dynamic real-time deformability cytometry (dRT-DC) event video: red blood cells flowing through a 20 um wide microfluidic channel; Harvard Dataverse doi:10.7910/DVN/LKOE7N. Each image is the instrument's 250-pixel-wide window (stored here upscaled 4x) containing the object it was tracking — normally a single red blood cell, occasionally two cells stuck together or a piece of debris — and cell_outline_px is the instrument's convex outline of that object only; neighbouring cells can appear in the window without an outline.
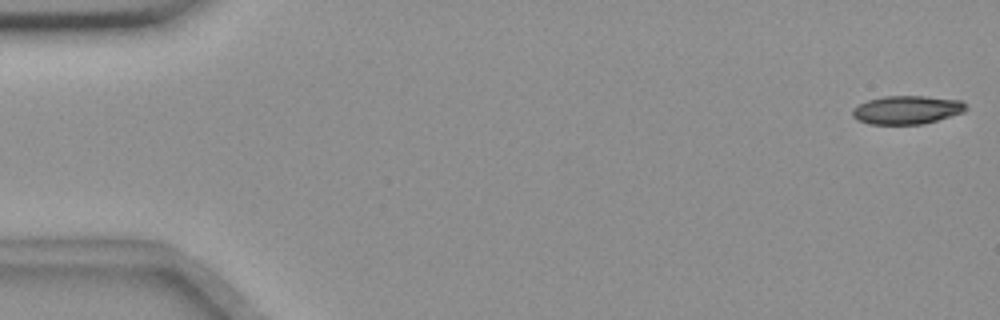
{"species": "common noctule bat (a hibernating species)", "species_latin": "Nyctalus noctula", "temperature_condition": "room temperature", "stored_images_in_passage": 55, "camera_frame_rate_fps": 3000, "um_per_image_px": 0.085, "animal": {"sex": "female", "body_mass_g": 18.4}, "frame": {"image": 1, "passage_image": 1, "time_ms": 0.0, "image_size_px": [1000, 320], "cell_outline_px": [[968, 108], [964, 112], [936, 120], [920, 124], [868, 124], [852, 116], [852, 108], [868, 100], [884, 96], [924, 96], [960, 100]], "centroid_in_image_um": [77.07, 9.33], "position_along_channel_um": 7.9, "area_um2": 18.61}}
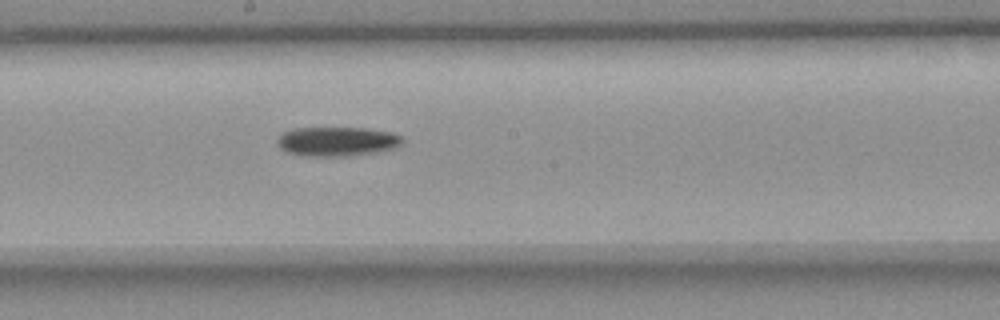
{"frame": {"image": 2, "passage_image": 30, "time_ms": 9.667, "image_size_px": [1000, 320], "cell_outline_px": [[404, 140], [396, 148], [380, 152], [352, 156], [304, 156], [288, 152], [280, 148], [276, 144], [276, 140], [284, 132], [292, 128], [364, 128], [392, 132], [400, 136]], "centroid_in_image_um": [28.66, 12.03], "position_along_channel_um": 219.5, "area_um2": 21.62}}
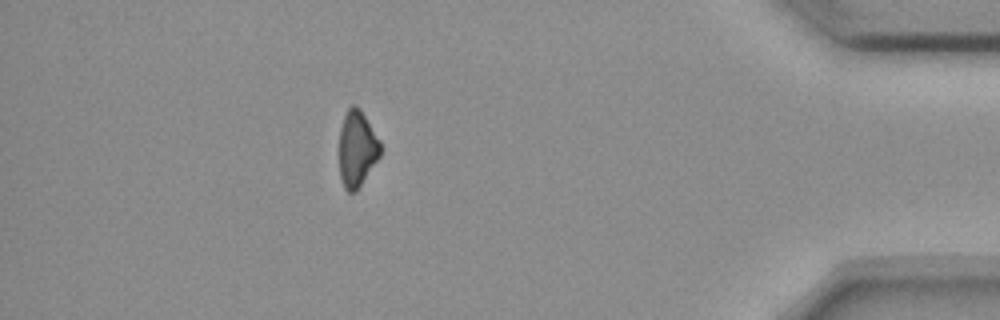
{"frame": {"image": 3, "passage_image": 49, "time_ms": 16.0, "image_size_px": [1000, 320], "cell_outline_px": [[380, 156], [356, 192], [348, 192], [344, 188], [340, 176], [340, 128], [344, 116], [348, 108], [352, 104], [356, 104], [360, 108], [380, 140]], "centroid_in_image_um": [30.35, 12.63], "position_along_channel_um": 404.9, "area_um2": 18.21}}